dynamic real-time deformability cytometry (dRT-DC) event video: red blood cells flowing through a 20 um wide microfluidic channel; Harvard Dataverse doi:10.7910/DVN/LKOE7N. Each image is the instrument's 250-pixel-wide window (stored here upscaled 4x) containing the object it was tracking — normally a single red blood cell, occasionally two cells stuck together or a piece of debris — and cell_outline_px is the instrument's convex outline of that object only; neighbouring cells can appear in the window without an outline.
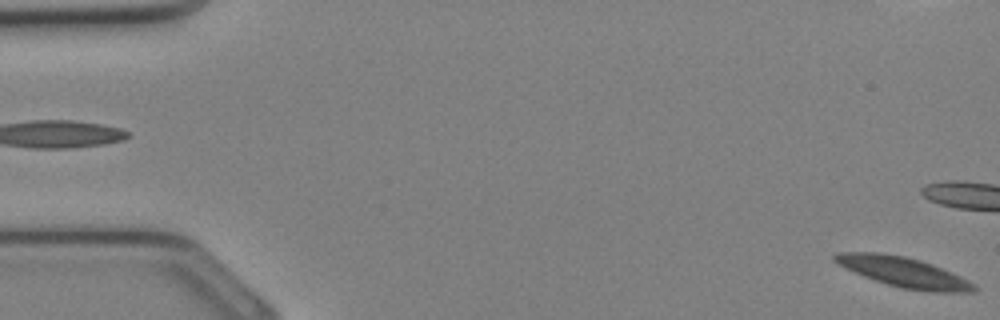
{"species": "Egyptian fruit bat (a non-hibernating species)", "species_latin": "Rousettus aegyptiacus", "temperature_condition": "cold", "stored_images_in_passage": 10, "camera_frame_rate_fps": 3000, "um_per_image_px": 0.085, "animal": {"sex": "female"}, "frame": {"image": 1, "passage_image": 1, "time_ms": 0.0, "image_size_px": [1000, 320], "cell_outline_px": [[976, 292], [928, 292], [900, 288], [864, 276], [844, 268], [832, 260], [832, 256], [836, 252], [876, 252], [904, 256], [920, 260], [932, 264], [952, 272], [976, 284]], "centroid_in_image_um": [76.8, 23.13], "position_along_channel_um": 8.2, "area_um2": 24.45}}